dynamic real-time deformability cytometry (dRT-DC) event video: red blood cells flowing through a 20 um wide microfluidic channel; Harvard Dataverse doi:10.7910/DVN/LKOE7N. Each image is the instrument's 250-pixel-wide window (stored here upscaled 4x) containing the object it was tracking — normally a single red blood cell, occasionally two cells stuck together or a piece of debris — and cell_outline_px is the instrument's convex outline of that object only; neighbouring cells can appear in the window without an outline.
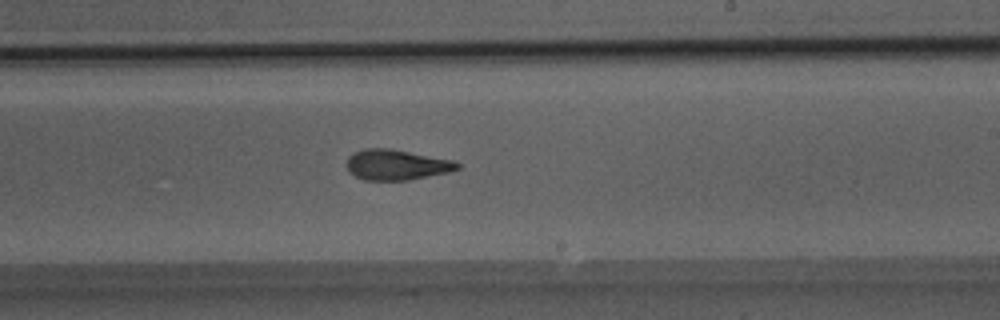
{"species": "Egyptian fruit bat (a non-hibernating species)", "species_latin": "Rousettus aegyptiacus", "temperature_condition": "room temperature", "stored_images_in_passage": 40, "camera_frame_rate_fps": 3000, "um_per_image_px": 0.085, "animal": {"sex": "male"}, "frame": {"image": 1, "passage_image": 20, "time_ms": 6.333, "image_size_px": [1000, 320], "cell_outline_px": [[460, 168], [448, 172], [408, 180], [364, 180], [348, 172], [348, 156], [352, 152], [364, 148], [388, 148], [452, 160], [460, 164]], "centroid_in_image_um": [33.67, 14.0], "position_along_channel_um": 255.3, "area_um2": 19.48}}
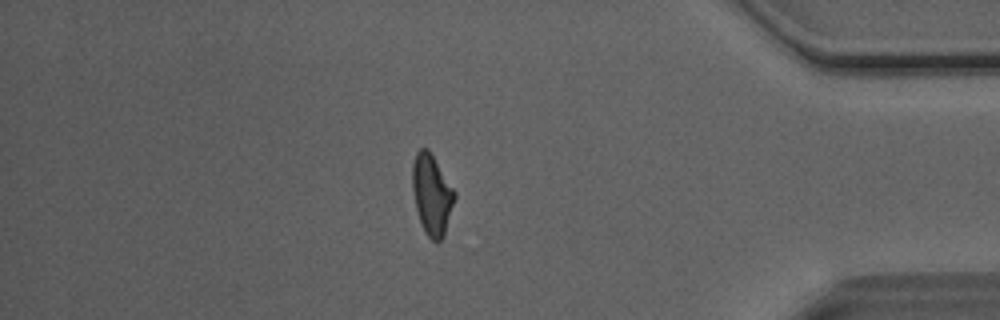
{"frame": {"image": 2, "passage_image": 33, "time_ms": 10.667, "image_size_px": [1000, 320], "cell_outline_px": [[456, 196], [444, 236], [436, 244], [424, 232], [416, 208], [412, 188], [412, 164], [416, 152], [420, 148], [428, 148], [456, 192]], "centroid_in_image_um": [36.7, 16.54], "position_along_channel_um": 398.5, "area_um2": 19.83}}
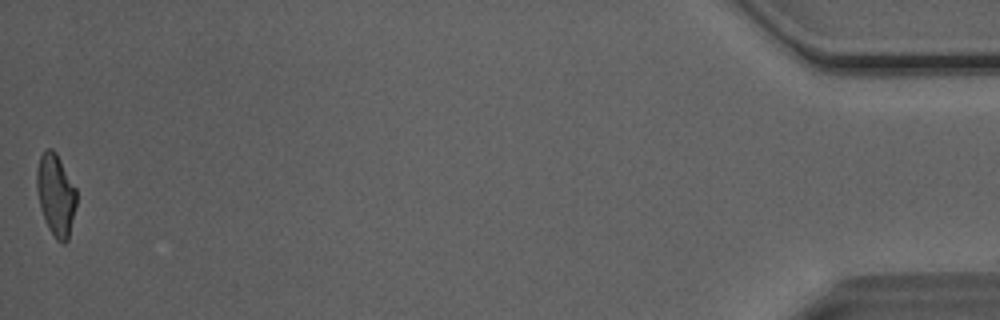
{"frame": {"image": 3, "passage_image": 40, "time_ms": 13.0, "image_size_px": [1000, 320], "cell_outline_px": [[76, 204], [68, 240], [64, 244], [60, 244], [56, 240], [48, 228], [40, 208], [36, 188], [36, 172], [40, 156], [48, 148], [52, 148], [56, 152], [76, 188]], "centroid_in_image_um": [4.74, 16.58], "position_along_channel_um": 430.5, "area_um2": 19.02}, "authors_computed_cell_mechanics": {"area_um2": 19.5942, "velocity_mm_per_s": 4.0873, "shape_relaxation_time_tau1_ms": 6.8401, "shape_relaxation_time_tau2_ms": 1.7145, "deformation_change_tau1": 0.2019, "deformation_change_tau2": 0.1028}}